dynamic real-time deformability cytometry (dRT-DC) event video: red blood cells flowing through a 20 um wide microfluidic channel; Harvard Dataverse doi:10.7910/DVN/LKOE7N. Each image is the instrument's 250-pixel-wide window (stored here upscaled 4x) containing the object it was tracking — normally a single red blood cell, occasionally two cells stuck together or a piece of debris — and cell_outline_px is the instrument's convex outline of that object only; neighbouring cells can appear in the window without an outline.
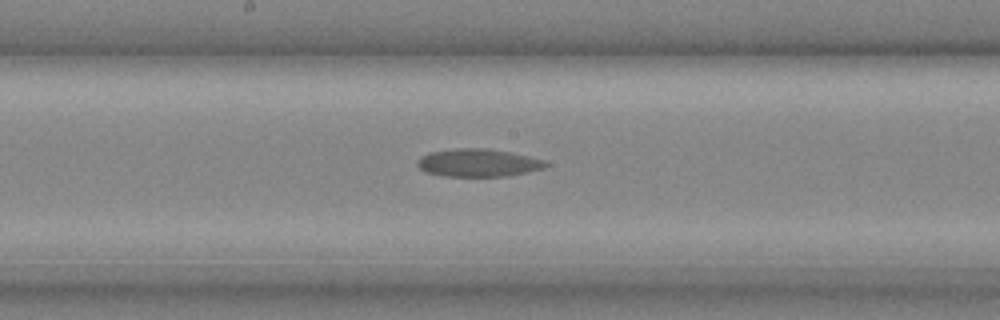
{"species": "common noctule bat (a hibernating species)", "species_latin": "Nyctalus noctula", "temperature_condition": "cold", "stored_images_in_passage": 19, "camera_frame_rate_fps": 3000, "um_per_image_px": 0.085, "animal": {"sex": "male", "body_mass_g": 20.4}, "frame": {"image": 1, "passage_image": 8, "time_ms": 2.333, "image_size_px": [1000, 320], "cell_outline_px": [[548, 164], [544, 168], [528, 172], [508, 176], [444, 176], [424, 172], [416, 164], [416, 160], [420, 156], [428, 152], [456, 148], [484, 148], [508, 152], [528, 156], [544, 160]], "centroid_in_image_um": [40.58, 13.84], "position_along_channel_um": 207.6, "area_um2": 20.87}}
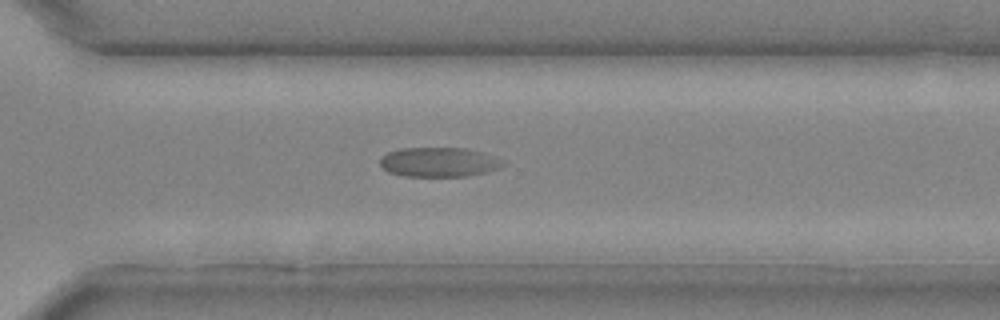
{"frame": {"image": 2, "passage_image": 13, "time_ms": 4.0, "image_size_px": [1000, 320], "cell_outline_px": [[508, 164], [500, 168], [468, 176], [404, 176], [388, 172], [380, 164], [380, 156], [388, 152], [400, 148], [468, 148], [484, 152], [504, 160]], "centroid_in_image_um": [37.34, 13.77], "position_along_channel_um": 333.3, "area_um2": 21.39}}
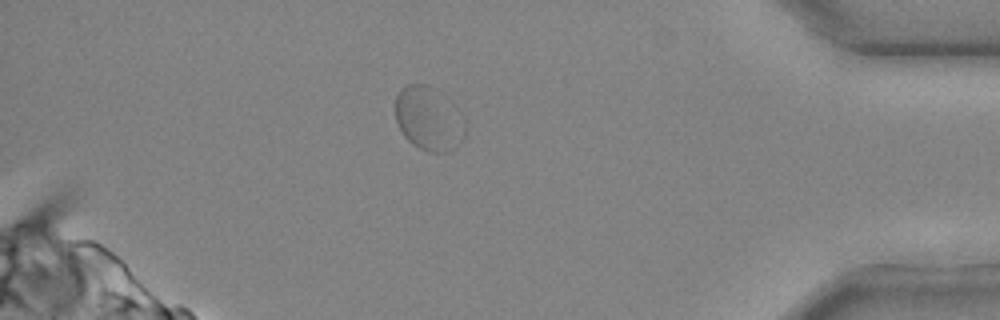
{"frame": {"image": 3, "passage_image": 17, "time_ms": 5.333, "image_size_px": [1000, 320], "cell_outline_px": [[444, 152], [428, 152], [412, 144], [404, 136], [396, 120], [396, 96], [400, 88], [408, 84], [428, 84], [440, 92], [444, 96]], "centroid_in_image_um": [35.84, 9.89], "position_along_channel_um": 399.4, "area_um2": 20.06}}